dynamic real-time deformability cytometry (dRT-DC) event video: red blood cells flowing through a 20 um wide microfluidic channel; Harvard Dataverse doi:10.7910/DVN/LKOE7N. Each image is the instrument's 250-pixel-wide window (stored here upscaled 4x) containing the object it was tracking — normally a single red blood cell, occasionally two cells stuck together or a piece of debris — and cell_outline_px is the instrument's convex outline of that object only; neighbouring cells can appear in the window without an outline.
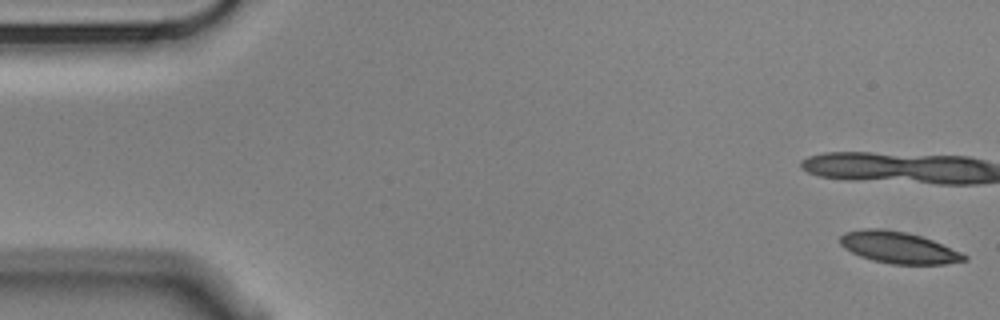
{"species": "Egyptian fruit bat (a non-hibernating species)", "species_latin": "Rousettus aegyptiacus", "temperature_condition": "cold", "stored_images_in_passage": 56, "camera_frame_rate_fps": 3000, "um_per_image_px": 0.085, "animal": {"sex": "male"}, "frame": {"image": 1, "passage_image": 1, "time_ms": 0.0, "image_size_px": [1000, 320], "cell_outline_px": [[968, 260], [944, 264], [888, 264], [872, 260], [860, 256], [844, 248], [840, 244], [840, 236], [844, 232], [864, 228], [880, 228], [908, 232], [932, 240], [960, 252], [968, 256]], "centroid_in_image_um": [76.35, 21.04], "position_along_channel_um": 8.7, "area_um2": 22.89}, "authors_computed_cell_mechanics": {"area_um2": 23.7847, "velocity_mm_per_s": 3.51, "shape_relaxation_time_tau1_ms": 5.3213, "shape_relaxation_time_tau2_ms": 2.5619, "deformation_change_tau1": 0.1339, "deformation_change_tau2": 0.0874}}